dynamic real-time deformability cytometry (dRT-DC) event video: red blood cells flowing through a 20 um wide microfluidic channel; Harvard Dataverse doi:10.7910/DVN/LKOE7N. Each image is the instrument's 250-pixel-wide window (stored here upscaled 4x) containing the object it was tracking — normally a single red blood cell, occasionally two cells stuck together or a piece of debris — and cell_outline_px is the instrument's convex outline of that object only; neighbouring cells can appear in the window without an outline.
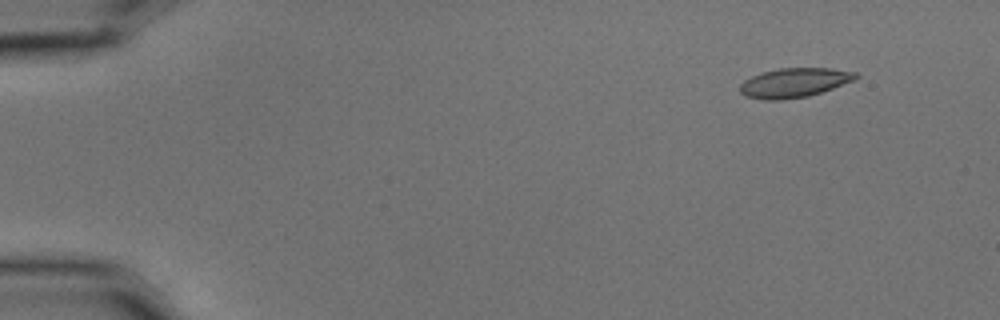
{"species": "common noctule bat (a hibernating species)", "species_latin": "Nyctalus noctula", "temperature_condition": "cold", "stored_images_in_passage": 8, "camera_frame_rate_fps": 3000, "um_per_image_px": 0.085, "animal": {"sex": "male", "body_mass_g": 15.6}, "frame": {"image": 1, "passage_image": 2, "time_ms": 0.333, "image_size_px": [1000, 320], "cell_outline_px": [[860, 76], [852, 80], [832, 88], [808, 96], [780, 100], [764, 100], [748, 96], [740, 92], [740, 84], [744, 80], [760, 72], [780, 68], [832, 68], [856, 72]], "centroid_in_image_um": [67.49, 7.02], "position_along_channel_um": 17.5, "area_um2": 19.65}}
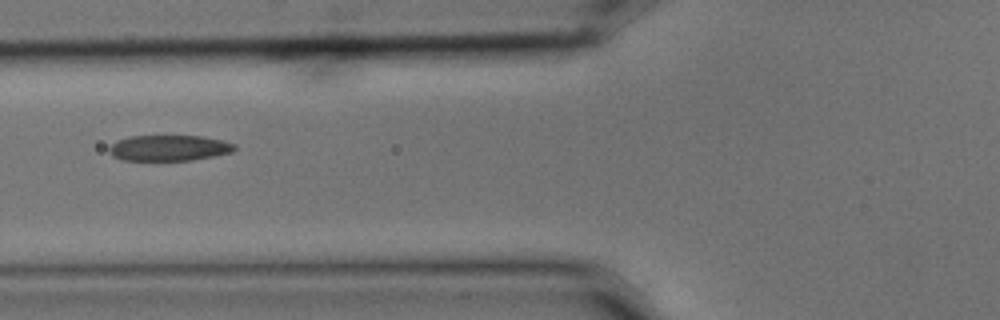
{"frame": {"image": 2, "passage_image": 7, "time_ms": 2.0, "image_size_px": [1000, 320], "cell_outline_px": [[236, 148], [232, 152], [192, 160], [120, 160], [112, 156], [108, 152], [108, 148], [116, 140], [128, 136], [204, 136], [236, 144]], "centroid_in_image_um": [14.32, 12.57], "position_along_channel_um": 111.5, "area_um2": 18.9}}
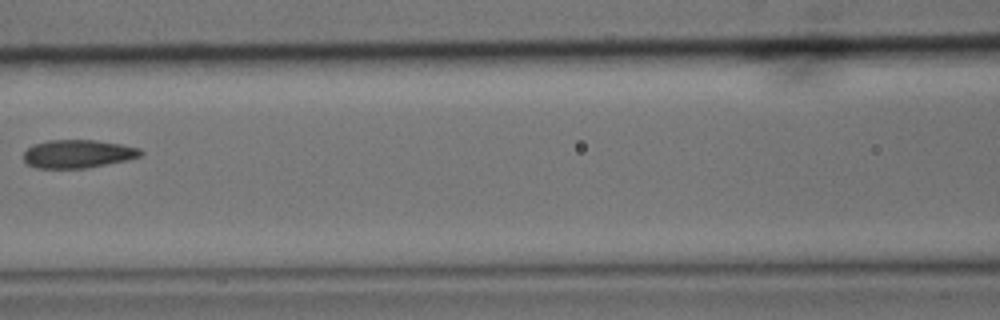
{"frame": {"image": 3, "passage_image": 8, "time_ms": 2.333, "image_size_px": [1000, 320], "cell_outline_px": [[144, 152], [140, 156], [124, 160], [84, 168], [36, 168], [28, 164], [24, 160], [24, 152], [32, 144], [48, 140], [96, 140], [120, 144], [140, 148]], "centroid_in_image_um": [6.59, 13.06], "position_along_channel_um": 160.0, "area_um2": 19.07}}